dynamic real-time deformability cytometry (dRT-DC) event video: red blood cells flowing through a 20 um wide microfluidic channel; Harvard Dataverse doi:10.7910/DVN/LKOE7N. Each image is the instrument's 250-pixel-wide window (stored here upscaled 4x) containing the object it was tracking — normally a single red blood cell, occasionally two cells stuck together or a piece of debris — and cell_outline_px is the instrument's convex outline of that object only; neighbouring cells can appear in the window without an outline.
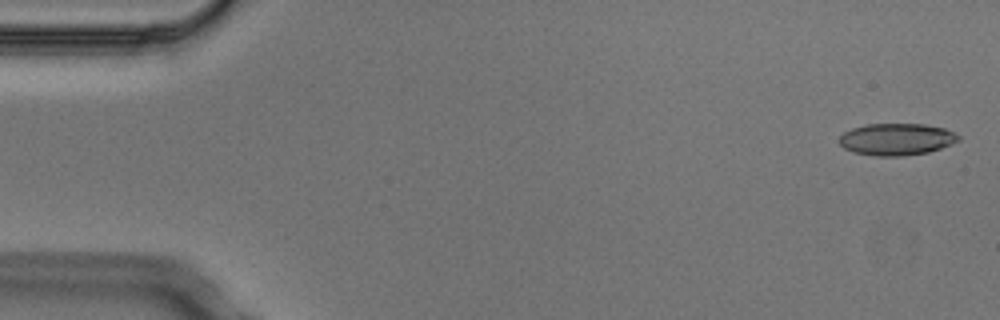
{"species": "Egyptian fruit bat (a non-hibernating species)", "species_latin": "Rousettus aegyptiacus", "temperature_condition": "cold", "stored_images_in_passage": 5, "segment_of_instrument_passage": [1, 2], "camera_frame_rate_fps": 3000, "um_per_image_px": 0.085, "animal": {"sex": "male"}, "frame": {"image": 1, "passage_image": 1, "time_ms": 0.0, "image_size_px": [1000, 320], "cell_outline_px": [[960, 140], [952, 144], [928, 152], [900, 156], [876, 156], [852, 152], [844, 148], [840, 144], [840, 136], [844, 132], [852, 128], [864, 124], [924, 124], [944, 128], [956, 132], [960, 136]], "centroid_in_image_um": [76.22, 11.83], "position_along_channel_um": 8.8, "area_um2": 22.25}}